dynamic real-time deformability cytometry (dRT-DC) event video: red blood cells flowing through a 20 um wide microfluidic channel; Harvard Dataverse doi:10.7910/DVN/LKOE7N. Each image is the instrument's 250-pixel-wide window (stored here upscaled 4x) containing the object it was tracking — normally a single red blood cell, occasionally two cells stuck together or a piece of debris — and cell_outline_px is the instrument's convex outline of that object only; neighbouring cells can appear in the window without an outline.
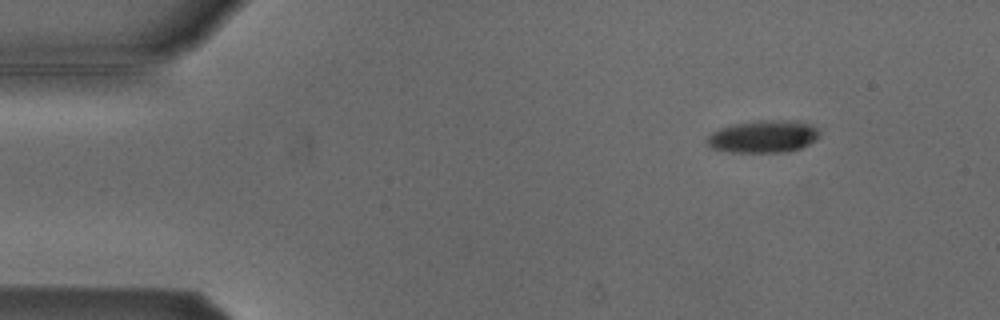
{"species": "Egyptian fruit bat (a non-hibernating species)", "species_latin": "Rousettus aegyptiacus", "temperature_condition": "cold", "stored_images_in_passage": 50, "camera_frame_rate_fps": 3000, "um_per_image_px": 0.085, "animal": {"sex": "male"}, "frame": {"image": 1, "passage_image": 3, "time_ms": 0.667, "image_size_px": [1000, 320], "cell_outline_px": [[820, 132], [816, 140], [800, 148], [788, 152], [728, 152], [712, 148], [704, 140], [712, 132], [720, 128], [732, 124], [752, 120], [804, 120], [812, 124]], "centroid_in_image_um": [64.9, 11.58], "position_along_channel_um": 20.1, "area_um2": 21.68}}
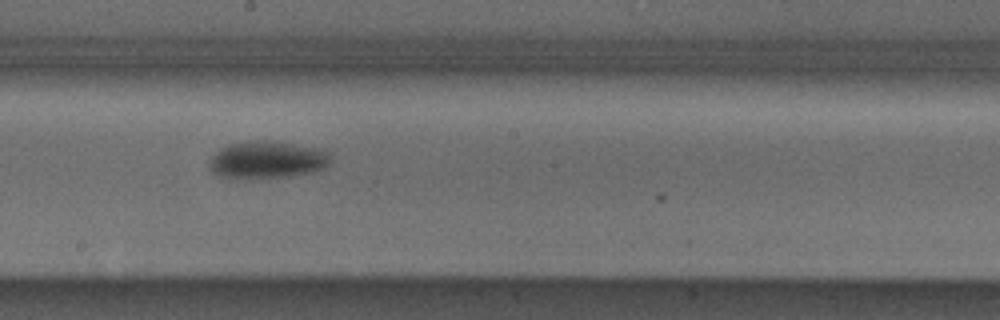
{"frame": {"image": 2, "passage_image": 26, "time_ms": 8.333, "image_size_px": [1000, 320], "cell_outline_px": [[328, 164], [324, 168], [292, 176], [232, 180], [216, 176], [208, 168], [208, 164], [212, 156], [220, 148], [228, 144], [248, 140], [272, 140], [316, 148], [328, 152]], "centroid_in_image_um": [22.58, 13.6], "position_along_channel_um": 225.6, "area_um2": 26.82}}
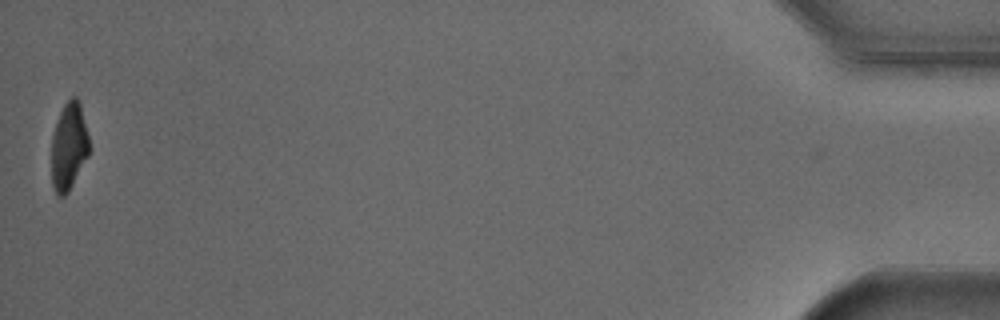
{"frame": {"image": 3, "passage_image": 50, "time_ms": 16.333, "image_size_px": [1000, 320], "cell_outline_px": [[88, 156], [68, 192], [64, 196], [60, 196], [56, 192], [52, 184], [52, 136], [60, 112], [64, 104], [72, 96], [76, 96], [80, 100], [88, 136]], "centroid_in_image_um": [5.85, 12.41], "position_along_channel_um": 429.3, "area_um2": 18.96}, "authors_computed_cell_mechanics": {"area_um2": 23.0622, "velocity_mm_per_s": 3.801, "shape_relaxation_time_tau1_ms": 3.6319, "shape_relaxation_time_tau2_ms": null, "deformation_change_tau1": 0.143, "deformation_change_tau2": null}}